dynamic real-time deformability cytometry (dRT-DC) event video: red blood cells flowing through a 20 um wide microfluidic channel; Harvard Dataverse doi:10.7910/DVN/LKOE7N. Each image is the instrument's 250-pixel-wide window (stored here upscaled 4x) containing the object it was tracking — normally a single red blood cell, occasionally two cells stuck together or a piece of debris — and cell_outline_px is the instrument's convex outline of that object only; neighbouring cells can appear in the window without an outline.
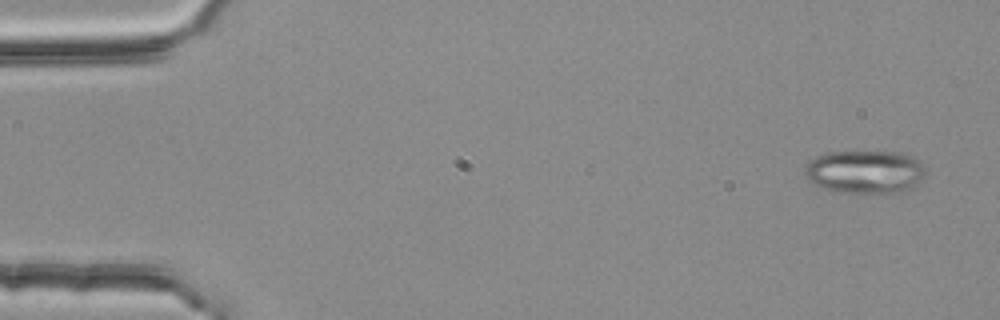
{"species": "common noctule bat (a hibernating species)", "species_latin": "Nyctalus noctula", "temperature_condition": "room temperature", "stored_images_in_passage": 3, "camera_frame_rate_fps": 3000, "um_per_image_px": 0.085, "animal": {"sex": "female", "body_mass_g": 25.1}, "frame": {"image": 1, "passage_image": 1, "time_ms": 0.0, "image_size_px": [1000, 320], "cell_outline_px": [[924, 172], [920, 180], [912, 188], [896, 192], [832, 192], [812, 184], [804, 176], [804, 168], [816, 156], [828, 152], [904, 152], [924, 160]], "centroid_in_image_um": [73.52, 14.59], "position_along_channel_um": 11.5, "area_um2": 30.63}}
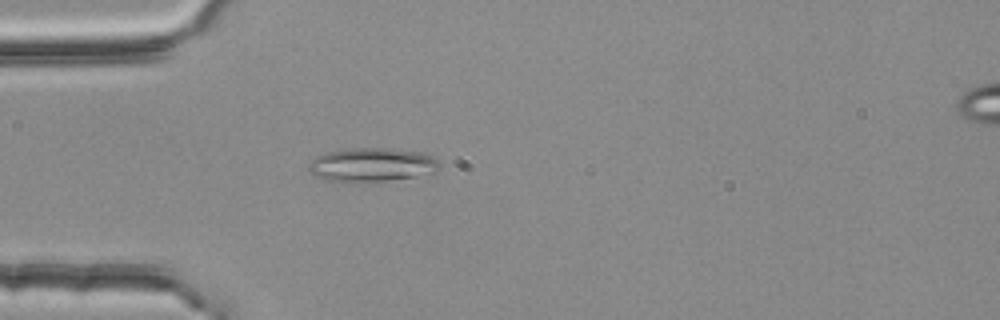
{"frame": {"image": 2, "passage_image": 3, "time_ms": 0.667, "image_size_px": [1000, 320], "cell_outline_px": [[440, 168], [432, 176], [364, 184], [356, 184], [328, 180], [316, 176], [308, 168], [308, 164], [316, 156], [328, 152], [352, 148], [388, 148], [424, 152], [440, 160]], "centroid_in_image_um": [31.73, 14.05], "position_along_channel_um": 53.3, "area_um2": 27.05}}